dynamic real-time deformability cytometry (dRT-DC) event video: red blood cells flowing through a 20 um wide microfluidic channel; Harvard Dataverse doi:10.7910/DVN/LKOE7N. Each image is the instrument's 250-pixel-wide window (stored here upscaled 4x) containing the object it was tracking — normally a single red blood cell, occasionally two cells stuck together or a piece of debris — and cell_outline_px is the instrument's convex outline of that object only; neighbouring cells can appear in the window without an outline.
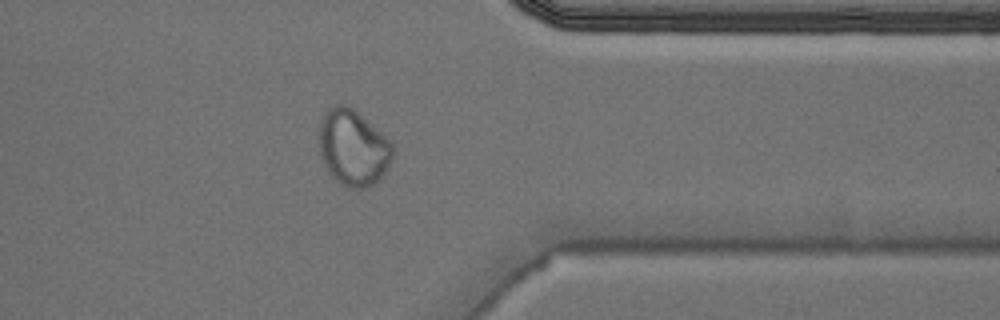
{"species": "Egyptian fruit bat (a non-hibernating species)", "species_latin": "Rousettus aegyptiacus", "temperature_condition": "cold", "stored_images_in_passage": 45, "camera_frame_rate_fps": 3000, "um_per_image_px": 0.085, "animal": {"sex": "male"}, "frame": {"image": 1, "passage_image": 39, "time_ms": 12.667, "image_size_px": [1000, 320], "cell_outline_px": [[392, 160], [388, 168], [372, 184], [364, 188], [348, 188], [336, 180], [328, 172], [320, 156], [320, 124], [324, 112], [332, 104], [348, 104], [384, 136], [392, 144]], "centroid_in_image_um": [29.98, 12.54], "position_along_channel_um": 381.4, "area_um2": 32.19}, "authors_computed_cell_mechanics": {"area_um2": 25.4898, "velocity_mm_per_s": 3.6746, "shape_relaxation_time_tau1_ms": null, "shape_relaxation_time_tau2_ms": 1.7983, "deformation_change_tau1": null, "deformation_change_tau2": 0.0417}}